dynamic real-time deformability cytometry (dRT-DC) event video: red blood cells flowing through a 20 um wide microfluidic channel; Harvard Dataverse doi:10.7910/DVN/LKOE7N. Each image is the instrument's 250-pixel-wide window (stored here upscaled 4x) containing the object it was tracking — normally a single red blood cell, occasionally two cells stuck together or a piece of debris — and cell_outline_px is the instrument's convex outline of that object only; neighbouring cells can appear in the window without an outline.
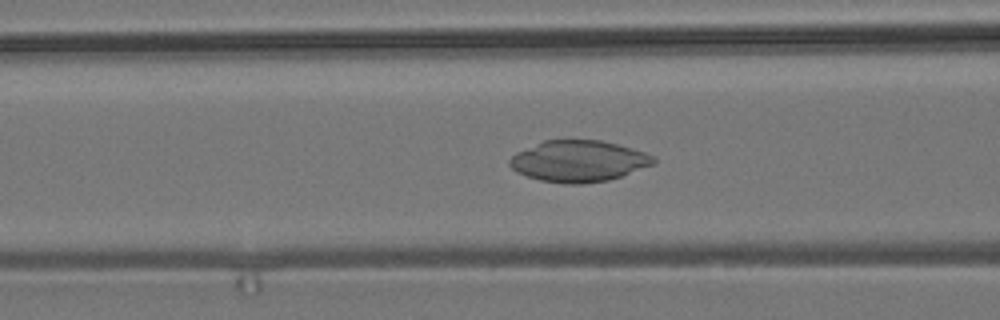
{"species": "common noctule bat (a hibernating species)", "species_latin": "Nyctalus noctula", "temperature_condition": "room temperature", "stored_images_in_passage": 55, "camera_frame_rate_fps": 3000, "um_per_image_px": 0.085, "animal": {"sex": "male", "body_mass_g": 19.2, "forearm_length_mm": 51.8}, "frame": {"image": 1, "passage_image": 21, "time_ms": 6.667, "image_size_px": [1000, 320], "cell_outline_px": [[656, 164], [608, 180], [580, 184], [564, 184], [540, 180], [516, 172], [508, 164], [508, 160], [516, 152], [544, 140], [564, 136], [600, 140], [632, 148], [656, 156]], "centroid_in_image_um": [49.17, 13.65], "position_along_channel_um": 117.4, "area_um2": 35.49}}
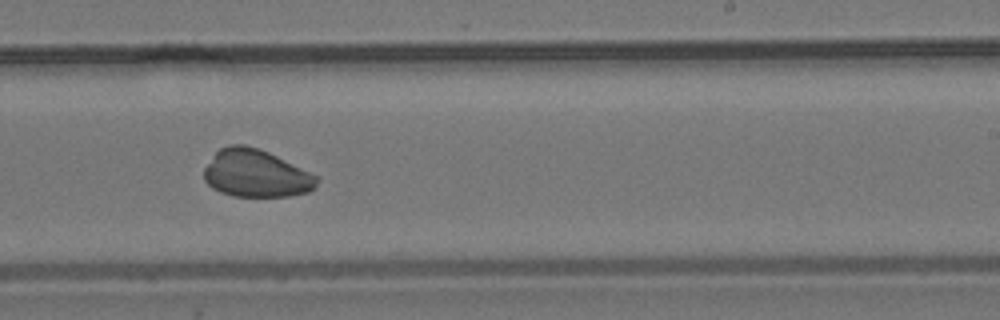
{"frame": {"image": 2, "passage_image": 33, "time_ms": 10.667, "image_size_px": [1000, 320], "cell_outline_px": [[320, 180], [316, 188], [308, 192], [288, 196], [232, 196], [220, 192], [212, 188], [204, 180], [204, 168], [212, 156], [220, 148], [228, 144], [244, 144], [260, 148], [320, 176]], "centroid_in_image_um": [21.78, 14.74], "position_along_channel_um": 267.2, "area_um2": 31.73}}
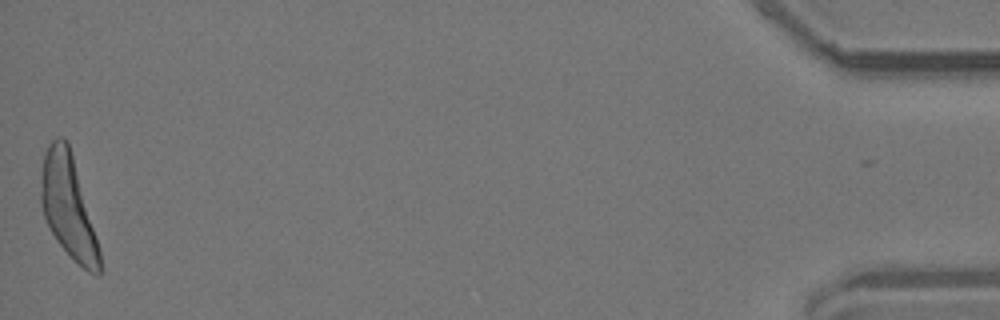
{"frame": {"image": 3, "passage_image": 54, "time_ms": 17.667, "image_size_px": [1000, 320], "cell_outline_px": [[100, 276], [96, 276], [88, 272], [56, 240], [44, 216], [40, 204], [40, 180], [44, 152], [48, 144], [56, 136], [64, 136], [68, 144], [72, 156], [100, 248]], "centroid_in_image_um": [5.77, 17.52], "position_along_channel_um": 429.4, "area_um2": 34.56}}